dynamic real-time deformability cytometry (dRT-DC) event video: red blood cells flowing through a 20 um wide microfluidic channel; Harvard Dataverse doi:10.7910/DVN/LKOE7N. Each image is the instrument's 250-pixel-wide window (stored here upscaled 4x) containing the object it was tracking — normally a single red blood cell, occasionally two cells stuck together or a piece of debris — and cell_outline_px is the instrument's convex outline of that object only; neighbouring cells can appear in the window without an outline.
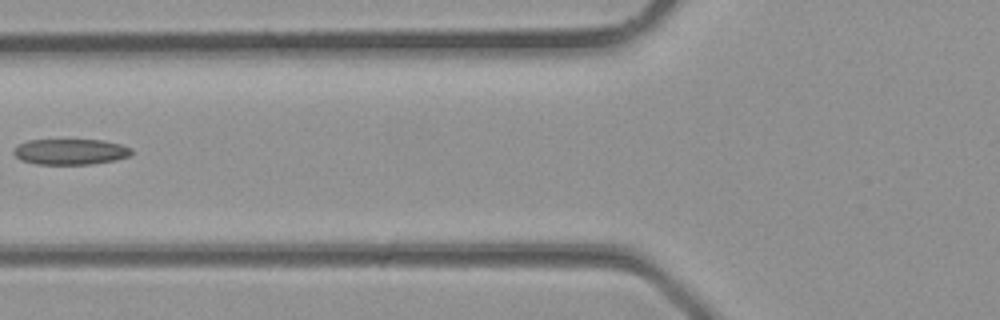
{"species": "common noctule bat (a hibernating species)", "species_latin": "Nyctalus noctula", "temperature_condition": "room temperature", "stored_images_in_passage": 36, "camera_frame_rate_fps": 3000, "um_per_image_px": 0.085, "animal": {"sex": "male", "body_mass_g": 23.1, "forearm_length_mm": 52.7}, "frame": {"image": 1, "passage_image": 15, "time_ms": 4.667, "image_size_px": [1000, 320], "cell_outline_px": [[132, 152], [128, 156], [116, 160], [88, 164], [36, 164], [20, 160], [12, 152], [12, 148], [28, 140], [104, 140], [120, 144], [132, 148]], "centroid_in_image_um": [5.96, 12.89], "position_along_channel_um": 119.8, "area_um2": 17.69}}
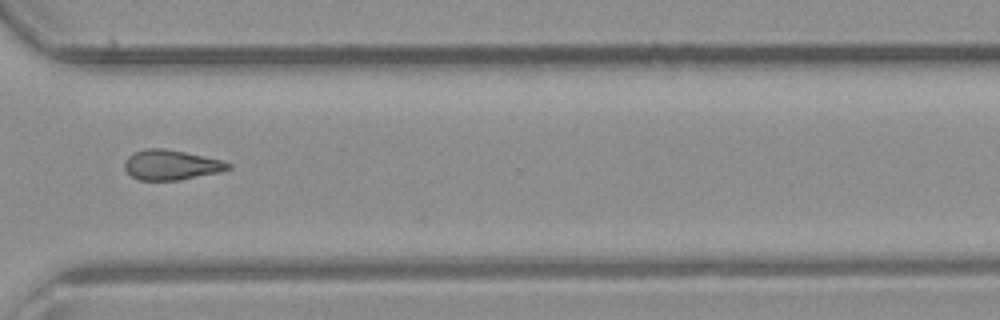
{"frame": {"image": 2, "passage_image": 27, "time_ms": 8.667, "image_size_px": [1000, 320], "cell_outline_px": [[232, 168], [220, 172], [180, 180], [140, 180], [132, 176], [124, 168], [124, 160], [128, 156], [136, 152], [148, 148], [164, 148], [184, 152], [220, 160], [232, 164]], "centroid_in_image_um": [14.55, 14.02], "position_along_channel_um": 356.1, "area_um2": 17.98}}